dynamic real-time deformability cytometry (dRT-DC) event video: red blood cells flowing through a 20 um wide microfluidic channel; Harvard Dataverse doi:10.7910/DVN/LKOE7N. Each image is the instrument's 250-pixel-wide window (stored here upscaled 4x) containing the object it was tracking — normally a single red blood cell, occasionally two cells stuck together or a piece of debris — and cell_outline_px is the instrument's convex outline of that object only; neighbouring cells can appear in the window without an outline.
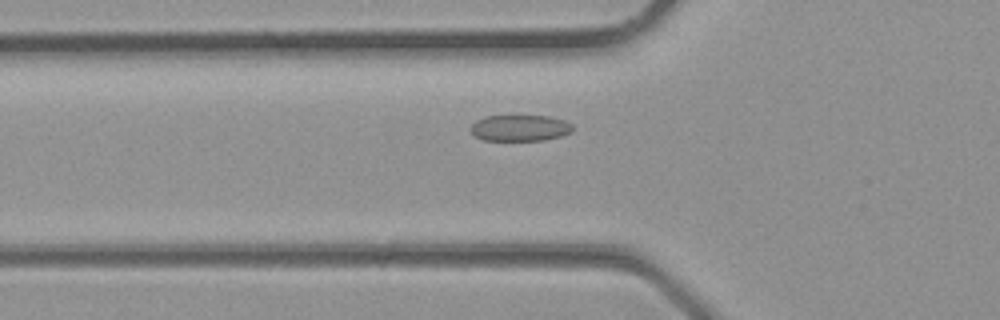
{"species": "common noctule bat (a hibernating species)", "species_latin": "Nyctalus noctula", "temperature_condition": "room temperature", "stored_images_in_passage": 29, "camera_frame_rate_fps": 3000, "um_per_image_px": 0.085, "animal": {"sex": "male", "body_mass_g": 23.1, "forearm_length_mm": 52.7}, "frame": {"image": 1, "passage_image": 7, "time_ms": 2.0, "image_size_px": [1000, 320], "cell_outline_px": [[572, 132], [560, 136], [544, 140], [484, 140], [476, 136], [468, 128], [476, 120], [484, 116], [548, 116], [564, 120], [572, 124]], "centroid_in_image_um": [44.18, 10.87], "position_along_channel_um": 81.6, "area_um2": 15.55}}
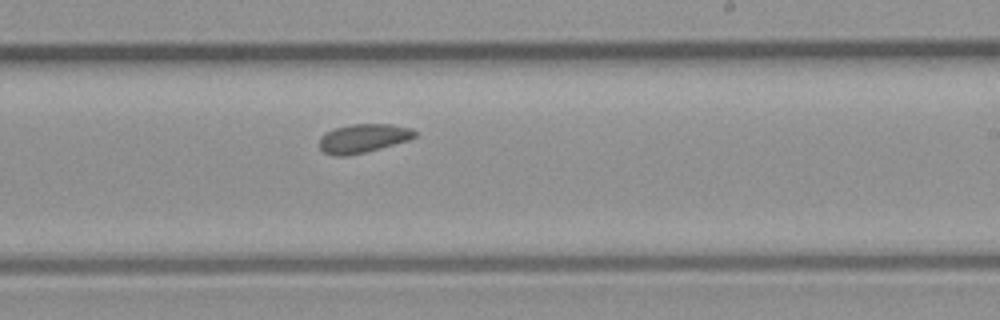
{"frame": {"image": 2, "passage_image": 16, "time_ms": 5.0, "image_size_px": [1000, 320], "cell_outline_px": [[416, 136], [408, 140], [364, 152], [344, 156], [336, 156], [324, 152], [320, 148], [320, 136], [324, 132], [336, 128], [352, 124], [392, 124], [412, 128], [416, 132]], "centroid_in_image_um": [30.86, 11.74], "position_along_channel_um": 258.1, "area_um2": 15.84}}
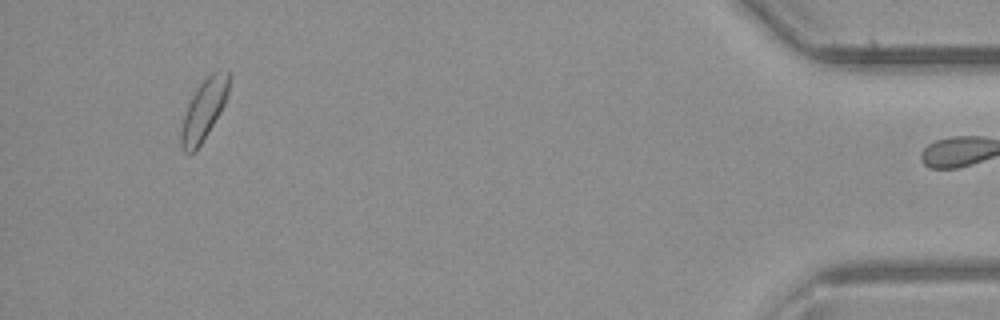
{"frame": {"image": 3, "passage_image": 28, "time_ms": 9.0, "image_size_px": [1000, 320], "cell_outline_px": [[232, 76], [228, 92], [224, 104], [220, 112], [208, 132], [200, 144], [192, 152], [184, 152], [180, 144], [180, 132], [184, 116], [188, 104], [196, 88], [212, 72], [232, 72]], "centroid_in_image_um": [17.34, 9.3], "position_along_channel_um": 417.9, "area_um2": 16.59}}